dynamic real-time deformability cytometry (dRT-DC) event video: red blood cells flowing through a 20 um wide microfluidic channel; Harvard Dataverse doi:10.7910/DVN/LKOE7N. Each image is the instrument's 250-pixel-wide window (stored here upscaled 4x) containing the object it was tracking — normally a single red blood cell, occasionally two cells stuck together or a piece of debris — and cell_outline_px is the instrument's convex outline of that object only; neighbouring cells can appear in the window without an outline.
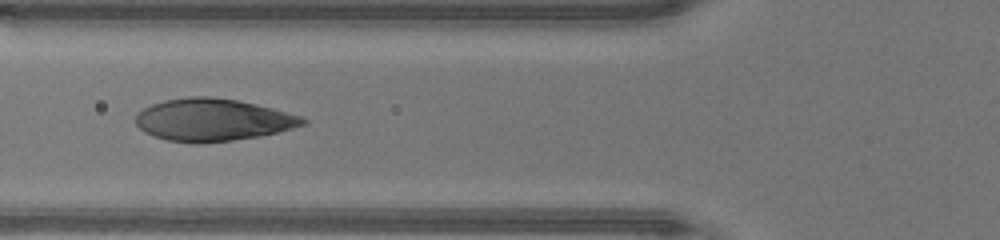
{"species": "human", "species_latin": "Homo sapiens", "temperature_condition": "warm", "stored_images_in_passage": 28, "camera_frame_rate_fps": 3000, "um_per_image_px": 0.085, "donor": {"sex": "male"}, "frame": {"image": 1, "passage_image": 5, "time_ms": 1.333, "image_size_px": [1000, 240], "cell_outline_px": [[300, 120], [292, 124], [272, 132], [224, 140], [176, 140], [160, 136], [152, 132], [160, 104], [176, 100], [228, 100], [248, 104]], "centroid_in_image_um": [18.32, 10.22], "position_along_channel_um": 107.5, "area_um2": 31.96}}
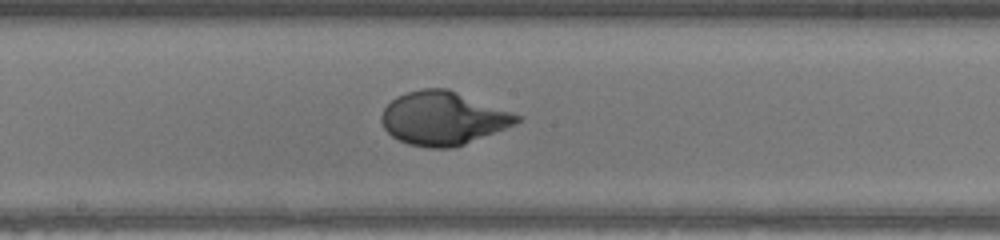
{"frame": {"image": 2, "passage_image": 12, "time_ms": 3.667, "image_size_px": [1000, 240], "cell_outline_px": [[516, 120], [460, 144], [420, 144], [404, 140], [396, 136], [388, 128], [384, 120], [384, 116], [416, 92], [448, 92], [512, 116]], "centroid_in_image_um": [37.63, 10.12], "position_along_channel_um": 210.6, "area_um2": 33.81}}
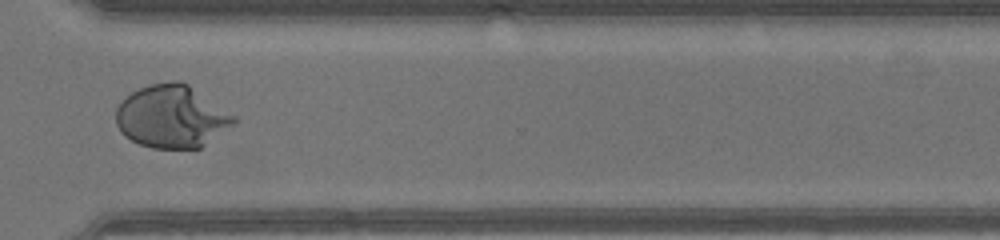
{"frame": {"image": 3, "passage_image": 22, "time_ms": 7.0, "image_size_px": [1000, 240], "cell_outline_px": [[196, 148], [160, 148], [144, 144], [128, 136], [124, 132], [128, 100], [136, 92], [144, 88], [160, 84], [184, 84], [188, 88], [196, 132]], "centroid_in_image_um": [13.75, 9.96], "position_along_channel_um": 356.8, "area_um2": 27.98}}